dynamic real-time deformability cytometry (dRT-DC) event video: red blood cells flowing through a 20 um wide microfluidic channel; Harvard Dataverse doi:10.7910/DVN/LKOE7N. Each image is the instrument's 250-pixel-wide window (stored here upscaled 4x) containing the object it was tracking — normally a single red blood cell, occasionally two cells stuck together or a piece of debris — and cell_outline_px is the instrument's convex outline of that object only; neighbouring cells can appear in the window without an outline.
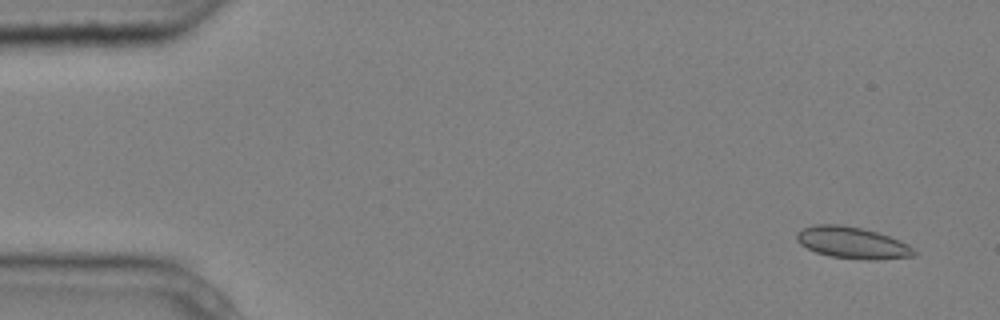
{"species": "common noctule bat (a hibernating species)", "species_latin": "Nyctalus noctula", "temperature_condition": "cold", "stored_images_in_passage": 4, "camera_frame_rate_fps": 3000, "um_per_image_px": 0.085, "animal": {"sex": "male", "body_mass_g": 20.4}, "frame": {"image": 1, "passage_image": 1, "time_ms": 0.0, "image_size_px": [1000, 320], "cell_outline_px": [[916, 256], [876, 260], [868, 260], [828, 256], [816, 252], [800, 244], [796, 240], [796, 232], [804, 228], [816, 224], [840, 224], [860, 228], [876, 232], [900, 240], [908, 244], [916, 252]], "centroid_in_image_um": [72.44, 20.64], "position_along_channel_um": 12.6, "area_um2": 21.62}}
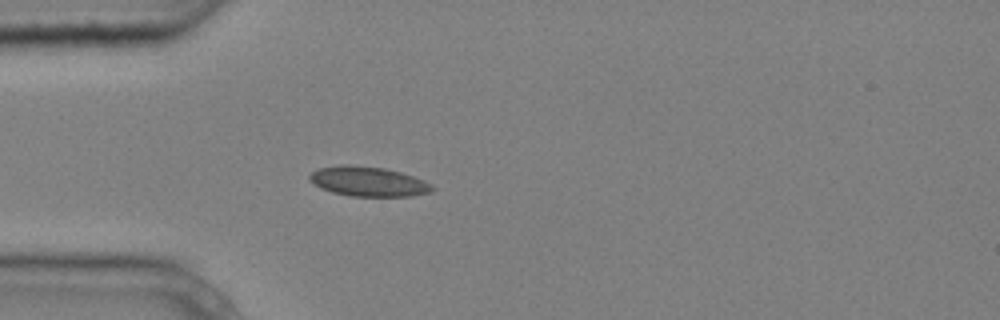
{"frame": {"image": 2, "passage_image": 4, "time_ms": 1.0, "image_size_px": [1000, 320], "cell_outline_px": [[436, 188], [432, 192], [412, 196], [348, 196], [332, 192], [320, 188], [308, 180], [308, 176], [312, 172], [320, 168], [344, 164], [348, 164], [384, 168], [400, 172], [424, 180], [432, 184]], "centroid_in_image_um": [31.31, 15.43], "position_along_channel_um": 53.7, "area_um2": 21.39}}